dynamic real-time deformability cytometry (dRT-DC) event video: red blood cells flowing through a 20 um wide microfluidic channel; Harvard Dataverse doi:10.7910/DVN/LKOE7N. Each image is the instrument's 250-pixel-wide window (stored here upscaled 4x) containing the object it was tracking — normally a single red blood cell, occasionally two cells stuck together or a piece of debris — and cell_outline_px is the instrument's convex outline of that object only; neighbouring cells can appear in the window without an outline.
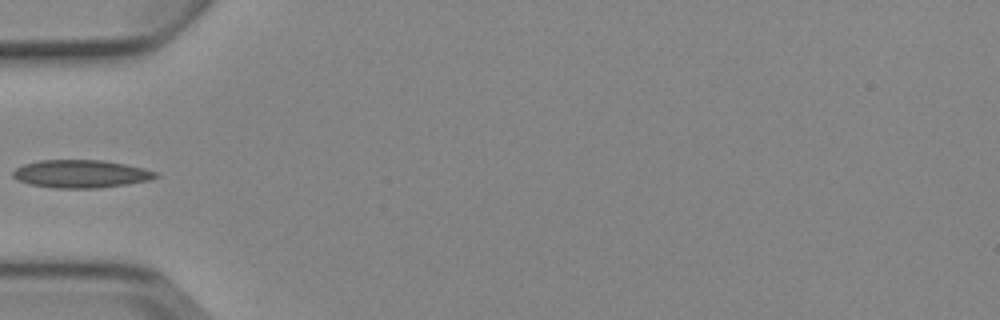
{"species": "Egyptian fruit bat (a non-hibernating species)", "species_latin": "Rousettus aegyptiacus", "temperature_condition": "cold", "stored_images_in_passage": 6, "camera_frame_rate_fps": 3000, "um_per_image_px": 0.085, "animal": {"sex": "female"}, "frame": {"image": 1, "passage_image": 5, "time_ms": 5.0, "image_size_px": [1000, 320], "cell_outline_px": [[160, 176], [148, 180], [128, 184], [100, 188], [52, 188], [28, 184], [16, 180], [12, 176], [12, 172], [16, 168], [24, 164], [40, 160], [104, 160], [144, 168], [160, 172]], "centroid_in_image_um": [6.88, 14.78], "position_along_channel_um": 78.1, "area_um2": 23.47}}
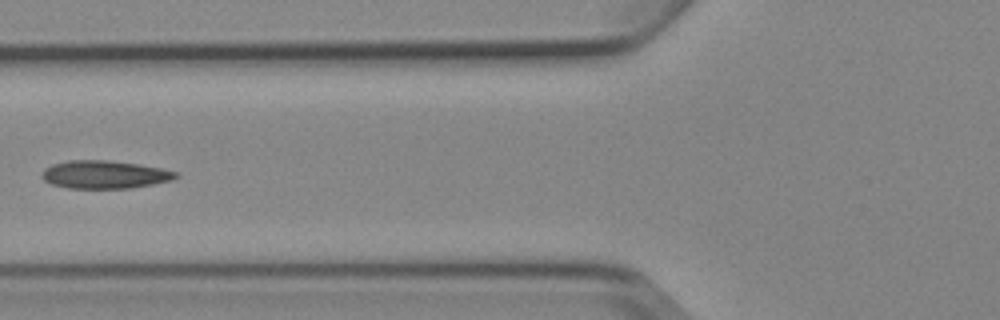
{"frame": {"image": 2, "passage_image": 6, "time_ms": 6.0, "image_size_px": [1000, 320], "cell_outline_px": [[180, 176], [172, 180], [152, 184], [128, 188], [68, 188], [52, 184], [44, 180], [40, 176], [40, 172], [44, 168], [52, 164], [68, 160], [108, 160], [140, 164], [180, 172]], "centroid_in_image_um": [8.88, 14.83], "position_along_channel_um": 116.9, "area_um2": 22.02}}